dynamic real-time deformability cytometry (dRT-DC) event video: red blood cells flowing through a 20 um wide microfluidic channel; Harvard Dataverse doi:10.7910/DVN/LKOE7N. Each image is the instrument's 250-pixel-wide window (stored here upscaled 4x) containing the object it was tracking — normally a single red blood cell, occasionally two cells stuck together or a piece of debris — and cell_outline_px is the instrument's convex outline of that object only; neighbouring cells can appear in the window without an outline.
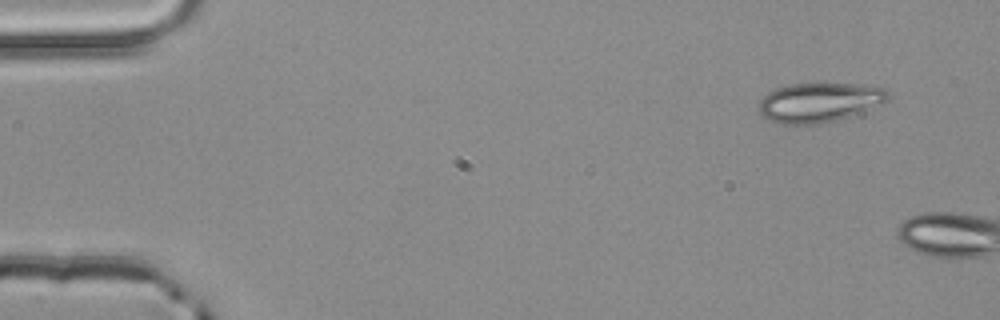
{"species": "common noctule bat (a hibernating species)", "species_latin": "Nyctalus noctula", "temperature_condition": "room temperature", "stored_images_in_passage": 2, "camera_frame_rate_fps": 3000, "um_per_image_px": 0.085, "animal": {"sex": "male", "body_mass_g": 20.4}, "frame": {"image": 1, "passage_image": 1, "time_ms": 0.0, "image_size_px": [1000, 320], "cell_outline_px": [[888, 100], [880, 104], [860, 112], [848, 116], [820, 124], [780, 124], [768, 120], [760, 112], [760, 100], [768, 92], [776, 88], [792, 84], [852, 84], [884, 88], [888, 92]], "centroid_in_image_um": [69.6, 8.71], "position_along_channel_um": 15.4, "area_um2": 29.19}}